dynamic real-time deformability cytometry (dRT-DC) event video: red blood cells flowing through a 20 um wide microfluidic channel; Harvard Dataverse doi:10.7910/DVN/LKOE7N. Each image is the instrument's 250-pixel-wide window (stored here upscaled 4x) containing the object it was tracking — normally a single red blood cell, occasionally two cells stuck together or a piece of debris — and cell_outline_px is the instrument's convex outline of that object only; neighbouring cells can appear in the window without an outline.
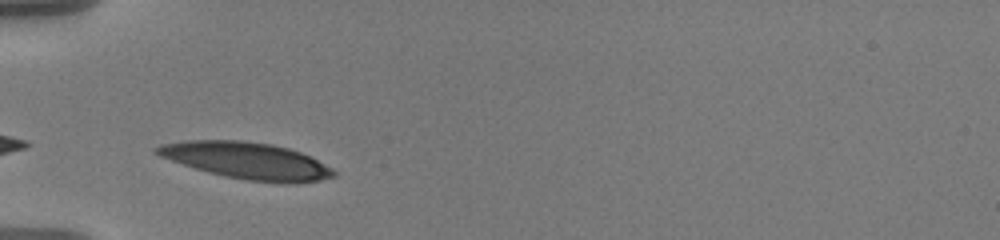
{"species": "human", "species_latin": "Homo sapiens", "temperature_condition": "warm", "stored_images_in_passage": 32, "camera_frame_rate_fps": 3000, "um_per_image_px": 0.085, "donor": {"sex": "male"}, "frame": {"image": 1, "passage_image": 1, "time_ms": 0.0, "image_size_px": [1000, 240], "cell_outline_px": [[336, 176], [320, 180], [248, 180], [208, 172], [160, 156], [152, 152], [152, 148], [160, 144], [184, 140], [244, 140], [272, 144], [288, 148], [300, 152], [332, 168], [336, 172]], "centroid_in_image_um": [20.86, 13.59], "position_along_channel_um": 64.1, "area_um2": 36.59}}
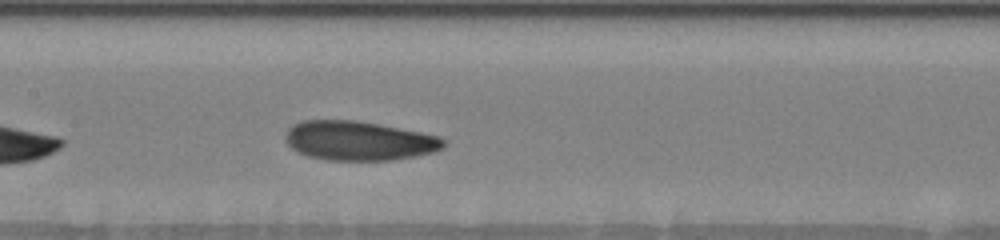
{"frame": {"image": 2, "passage_image": 11, "time_ms": 3.333, "image_size_px": [1000, 240], "cell_outline_px": [[448, 144], [444, 148], [432, 152], [412, 156], [388, 160], [328, 160], [308, 156], [292, 148], [288, 144], [284, 136], [288, 128], [292, 124], [304, 120], [356, 120], [420, 132], [440, 136], [448, 140]], "centroid_in_image_um": [30.52, 11.95], "position_along_channel_um": 176.9, "area_um2": 36.18}}
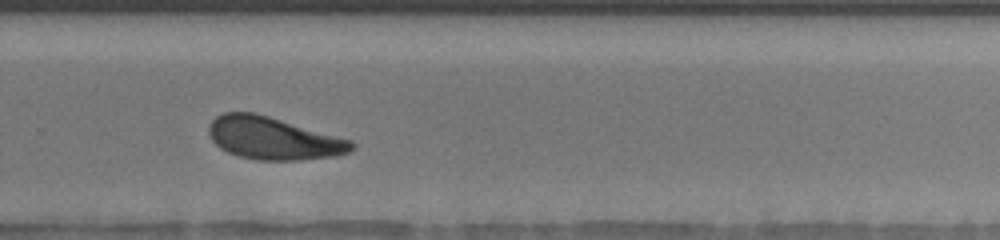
{"frame": {"image": 3, "passage_image": 22, "time_ms": 7.0, "image_size_px": [1000, 240], "cell_outline_px": [[356, 148], [348, 152], [332, 156], [296, 160], [260, 160], [240, 156], [228, 152], [220, 148], [212, 140], [208, 132], [208, 128], [212, 120], [216, 116], [224, 112], [256, 112], [352, 140], [356, 144]], "centroid_in_image_um": [23.23, 11.74], "position_along_channel_um": 306.6, "area_um2": 35.32}, "authors_computed_cell_mechanics": {"area_um2": 36.1828, "velocity_mm_per_s": 3.5547, "shape_relaxation_time_tau1_ms": 5.0387, "shape_relaxation_time_tau2_ms": 3.5189, "deformation_change_tau1": 0.1615, "deformation_change_tau2": 0.1136}}